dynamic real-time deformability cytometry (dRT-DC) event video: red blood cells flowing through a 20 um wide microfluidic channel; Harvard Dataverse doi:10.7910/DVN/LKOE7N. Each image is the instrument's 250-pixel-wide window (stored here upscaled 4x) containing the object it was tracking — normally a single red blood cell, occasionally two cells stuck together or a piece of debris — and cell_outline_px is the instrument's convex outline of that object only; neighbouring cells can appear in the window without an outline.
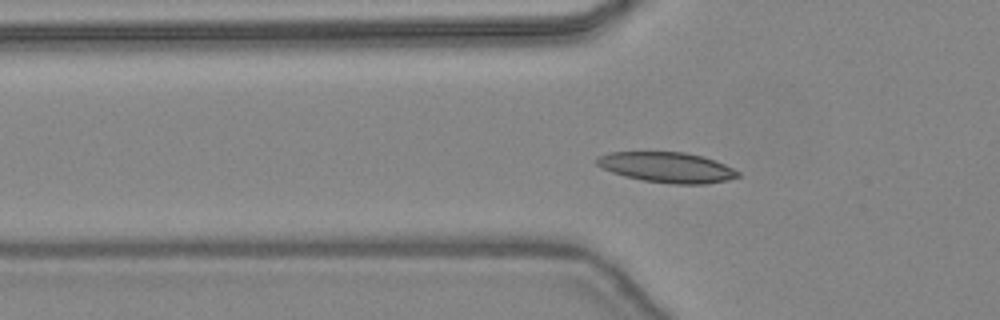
{"species": "common noctule bat (a hibernating species)", "species_latin": "Nyctalus noctula", "temperature_condition": "warm", "stored_images_in_passage": 32, "camera_frame_rate_fps": 3000, "um_per_image_px": 0.085, "animal": {"sex": "female", "body_mass_g": 24.6, "forearm_length_mm": 56.2}, "frame": {"image": 1, "passage_image": 2, "time_ms": 0.333, "image_size_px": [1000, 320], "cell_outline_px": [[740, 176], [728, 180], [704, 184], [676, 184], [644, 180], [624, 176], [612, 172], [596, 164], [596, 156], [608, 152], [684, 152], [704, 156], [724, 164], [740, 172]], "centroid_in_image_um": [56.7, 14.22], "position_along_channel_um": 69.1, "area_um2": 24.91}}
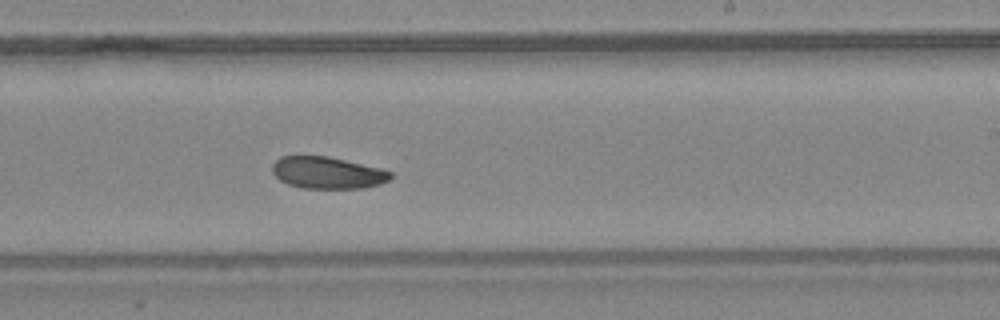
{"frame": {"image": 2, "passage_image": 15, "time_ms": 4.667, "image_size_px": [1000, 320], "cell_outline_px": [[392, 176], [388, 180], [380, 184], [364, 188], [304, 188], [288, 184], [280, 180], [272, 172], [272, 164], [280, 156], [328, 156], [380, 168], [392, 172]], "centroid_in_image_um": [27.83, 14.68], "position_along_channel_um": 261.2, "area_um2": 21.91}}
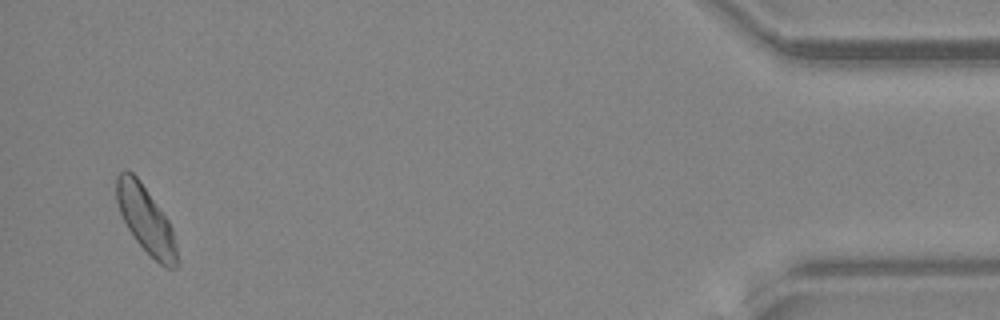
{"frame": {"image": 3, "passage_image": 31, "time_ms": 10.0, "image_size_px": [1000, 320], "cell_outline_px": [[180, 264], [176, 268], [164, 268], [136, 240], [128, 228], [120, 212], [116, 200], [116, 176], [120, 172], [132, 172], [140, 180], [168, 220], [172, 228], [176, 244]], "centroid_in_image_um": [12.42, 18.71], "position_along_channel_um": 422.8, "area_um2": 23.29}, "authors_computed_cell_mechanics": {"area_um2": 23.0044, "velocity_mm_per_s": 4.4658, "shape_relaxation_time_tau1_ms": 3.7879, "shape_relaxation_time_tau2_ms": null, "deformation_change_tau1": 0.1103, "deformation_change_tau2": null}}